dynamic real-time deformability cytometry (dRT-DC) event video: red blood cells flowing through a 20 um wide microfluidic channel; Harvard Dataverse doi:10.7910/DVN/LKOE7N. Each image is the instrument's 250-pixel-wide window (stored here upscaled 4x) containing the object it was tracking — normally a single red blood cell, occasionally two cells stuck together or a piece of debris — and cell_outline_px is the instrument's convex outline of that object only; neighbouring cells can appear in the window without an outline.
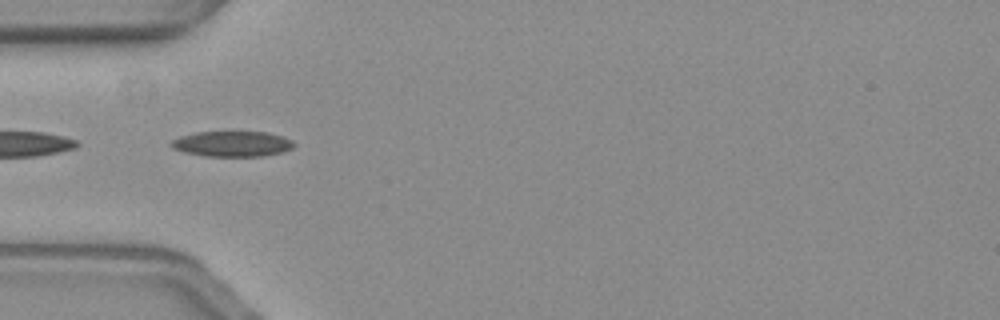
{"species": "common noctule bat (a hibernating species)", "species_latin": "Nyctalus noctula", "temperature_condition": "warm", "stored_images_in_passage": 8, "camera_frame_rate_fps": 3000, "um_per_image_px": 0.085, "animal": {"sex": "female", "body_mass_g": 19.3, "forearm_length_mm": 54.1}, "frame": {"image": 1, "passage_image": 6, "time_ms": 1.667, "image_size_px": [1000, 320], "cell_outline_px": [[296, 144], [292, 148], [284, 152], [264, 156], [204, 156], [184, 152], [172, 148], [168, 144], [172, 140], [180, 136], [196, 132], [268, 132], [284, 136], [292, 140]], "centroid_in_image_um": [19.76, 12.23], "position_along_channel_um": 65.2, "area_um2": 18.44}}